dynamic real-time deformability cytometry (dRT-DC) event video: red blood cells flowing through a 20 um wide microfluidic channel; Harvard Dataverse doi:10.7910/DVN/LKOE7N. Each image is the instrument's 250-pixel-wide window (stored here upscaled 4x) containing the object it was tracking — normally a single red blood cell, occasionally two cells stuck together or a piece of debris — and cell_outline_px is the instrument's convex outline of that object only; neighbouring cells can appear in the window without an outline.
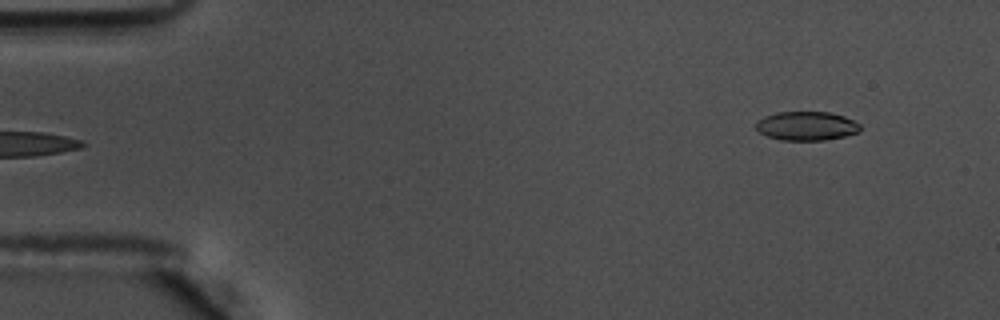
{"species": "common noctule bat (a hibernating species)", "species_latin": "Nyctalus noctula", "temperature_condition": "warm", "stored_images_in_passage": 52, "camera_frame_rate_fps": 3000, "um_per_image_px": 0.085, "animal": {"sex": "male", "body_mass_g": 17.5, "forearm_length_mm": 52.3}, "frame": {"image": 1, "passage_image": 1, "time_ms": 0.0, "image_size_px": [1000, 320], "cell_outline_px": [[860, 132], [844, 136], [824, 140], [780, 140], [768, 136], [760, 132], [756, 128], [756, 124], [764, 116], [776, 112], [828, 112], [844, 116], [860, 124]], "centroid_in_image_um": [68.57, 10.7], "position_along_channel_um": 16.4, "area_um2": 17.46}}
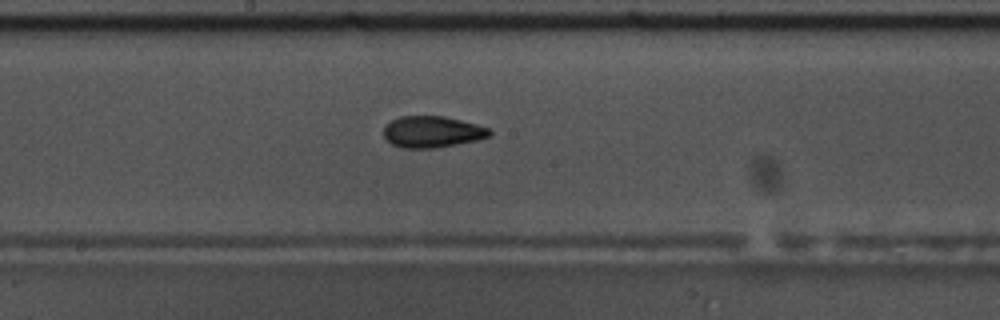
{"frame": {"image": 2, "passage_image": 26, "time_ms": 8.333, "image_size_px": [1000, 320], "cell_outline_px": [[492, 132], [488, 136], [476, 140], [436, 148], [400, 148], [392, 144], [384, 136], [384, 124], [400, 116], [444, 116], [492, 128]], "centroid_in_image_um": [36.72, 11.2], "position_along_channel_um": 211.5, "area_um2": 19.42}}
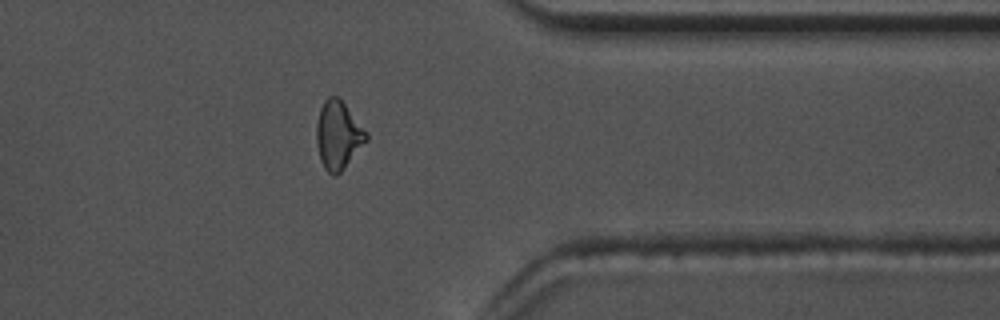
{"frame": {"image": 3, "passage_image": 41, "time_ms": 13.333, "image_size_px": [1000, 320], "cell_outline_px": [[368, 140], [344, 168], [336, 176], [332, 176], [324, 168], [320, 160], [316, 144], [316, 124], [320, 108], [324, 100], [328, 96], [336, 96], [344, 104], [368, 132]], "centroid_in_image_um": [28.73, 11.51], "position_along_channel_um": 382.7, "area_um2": 19.83}, "authors_computed_cell_mechanics": {"area_um2": 18.9006, "velocity_mm_per_s": 3.6302, "shape_relaxation_time_tau1_ms": 4.938, "shape_relaxation_time_tau2_ms": 2.6164, "deformation_change_tau1": 0.1613, "deformation_change_tau2": 0.0945}}